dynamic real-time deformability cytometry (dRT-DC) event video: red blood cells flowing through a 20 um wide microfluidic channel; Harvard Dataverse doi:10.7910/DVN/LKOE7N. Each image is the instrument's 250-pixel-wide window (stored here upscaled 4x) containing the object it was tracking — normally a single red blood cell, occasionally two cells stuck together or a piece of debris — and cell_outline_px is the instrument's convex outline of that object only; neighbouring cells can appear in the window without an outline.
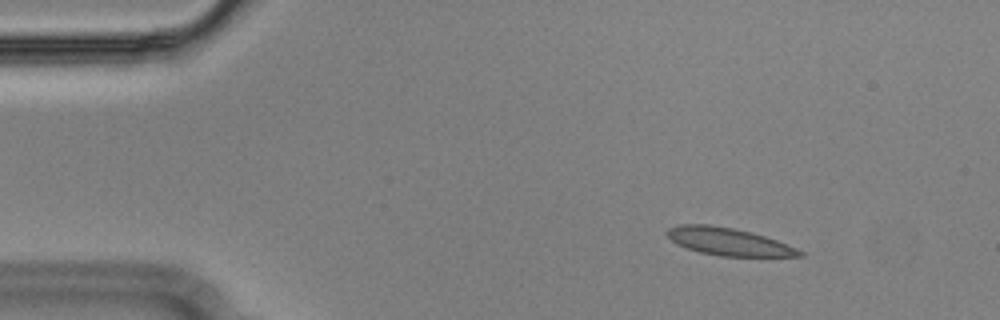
{"species": "Egyptian fruit bat (a non-hibernating species)", "species_latin": "Rousettus aegyptiacus", "temperature_condition": "cold", "stored_images_in_passage": 55, "camera_frame_rate_fps": 3000, "um_per_image_px": 0.085, "animal": {"sex": "male"}, "frame": {"image": 1, "passage_image": 7, "time_ms": 2.0, "image_size_px": [1000, 320], "cell_outline_px": [[804, 256], [720, 256], [700, 252], [676, 244], [664, 232], [668, 228], [676, 224], [708, 224], [732, 228], [752, 232], [776, 240], [796, 248], [804, 252]], "centroid_in_image_um": [61.88, 20.53], "position_along_channel_um": 23.1, "area_um2": 21.15}}
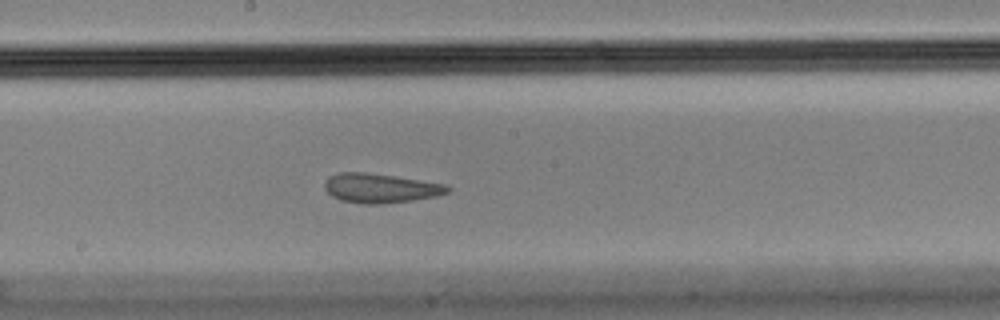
{"frame": {"image": 2, "passage_image": 29, "time_ms": 9.333, "image_size_px": [1000, 320], "cell_outline_px": [[452, 188], [448, 192], [436, 196], [412, 200], [380, 204], [364, 204], [340, 200], [332, 196], [324, 188], [324, 180], [328, 176], [340, 172], [364, 172], [392, 176], [444, 184]], "centroid_in_image_um": [32.28, 15.99], "position_along_channel_um": 215.9, "area_um2": 20.87}}
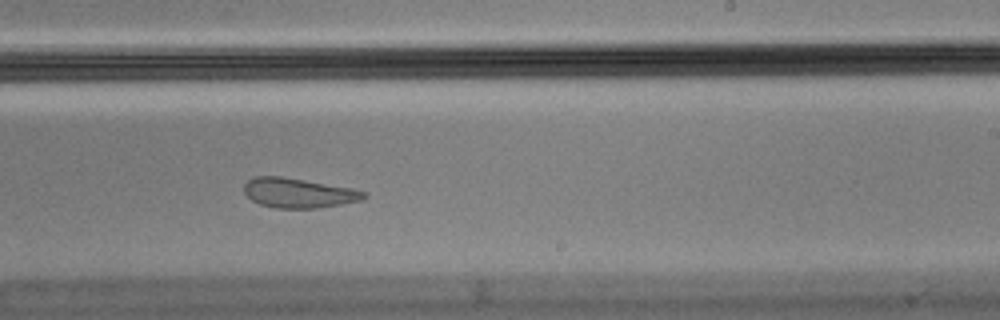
{"frame": {"image": 3, "passage_image": 33, "time_ms": 10.667, "image_size_px": [1000, 320], "cell_outline_px": [[368, 196], [360, 200], [340, 204], [316, 208], [276, 208], [260, 204], [252, 200], [244, 192], [244, 184], [248, 180], [256, 176], [280, 176], [352, 188], [364, 192]], "centroid_in_image_um": [25.34, 16.4], "position_along_channel_um": 263.7, "area_um2": 20.46}}